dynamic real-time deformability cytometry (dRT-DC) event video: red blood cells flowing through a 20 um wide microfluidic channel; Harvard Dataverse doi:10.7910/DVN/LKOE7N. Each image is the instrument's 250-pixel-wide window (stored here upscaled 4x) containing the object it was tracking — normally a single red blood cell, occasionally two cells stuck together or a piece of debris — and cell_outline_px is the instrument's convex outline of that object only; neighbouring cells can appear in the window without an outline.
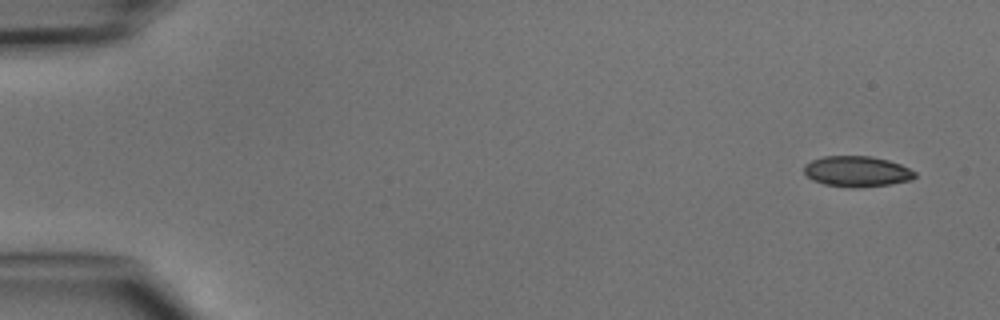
{"species": "common noctule bat (a hibernating species)", "species_latin": "Nyctalus noctula", "temperature_condition": "cold", "stored_images_in_passage": 2, "camera_frame_rate_fps": 3000, "um_per_image_px": 0.085, "animal": {"sex": "male", "body_mass_g": 15.6}, "frame": {"image": 1, "passage_image": 2, "time_ms": 1.0, "image_size_px": [1000, 320], "cell_outline_px": [[916, 176], [912, 180], [892, 184], [856, 188], [852, 188], [824, 184], [812, 180], [804, 172], [804, 164], [812, 160], [824, 156], [868, 156], [888, 160], [900, 164], [916, 172]], "centroid_in_image_um": [72.84, 14.58], "position_along_channel_um": 12.2, "area_um2": 19.88}}